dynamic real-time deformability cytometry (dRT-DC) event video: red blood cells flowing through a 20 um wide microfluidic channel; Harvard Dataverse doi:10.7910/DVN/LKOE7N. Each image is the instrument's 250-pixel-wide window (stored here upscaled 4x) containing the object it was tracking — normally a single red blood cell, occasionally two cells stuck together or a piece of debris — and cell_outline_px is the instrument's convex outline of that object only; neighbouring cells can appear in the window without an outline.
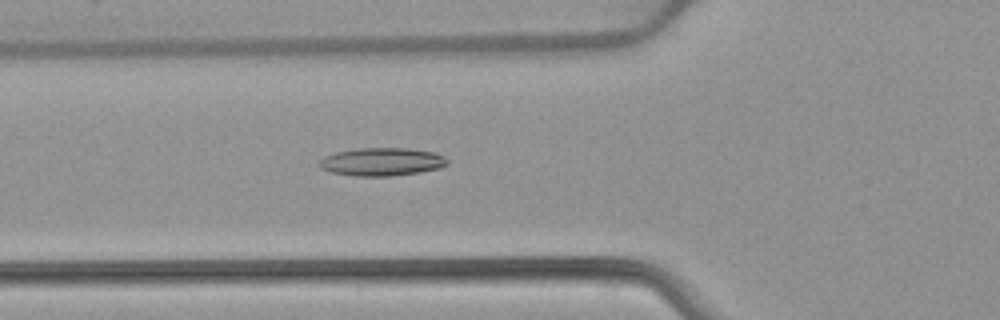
{"species": "common noctule bat (a hibernating species)", "species_latin": "Nyctalus noctula", "temperature_condition": "warm", "stored_images_in_passage": 52, "camera_frame_rate_fps": 3000, "um_per_image_px": 0.085, "animal": {"sex": "female", "body_mass_g": 22.7, "forearm_length_mm": 54.2}, "frame": {"image": 1, "passage_image": 19, "time_ms": 6.0, "image_size_px": [1000, 320], "cell_outline_px": [[448, 164], [440, 168], [420, 172], [392, 176], [352, 176], [328, 172], [320, 168], [316, 164], [324, 156], [336, 152], [360, 148], [408, 148], [436, 152], [444, 156], [448, 160]], "centroid_in_image_um": [32.44, 13.76], "position_along_channel_um": 93.4, "area_um2": 21.27}}
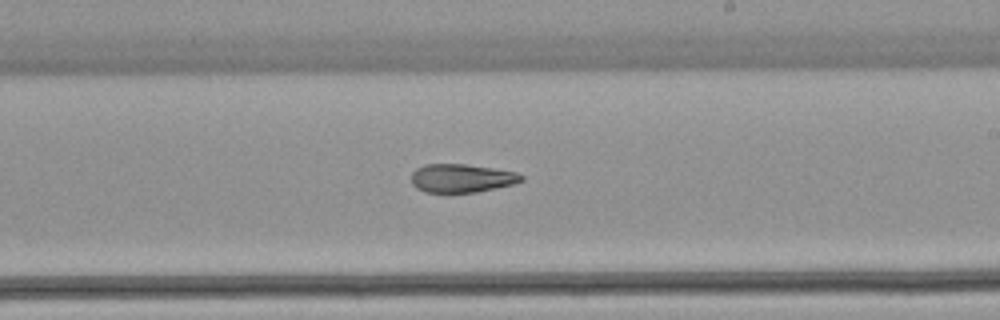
{"frame": {"image": 2, "passage_image": 31, "time_ms": 10.0, "image_size_px": [1000, 320], "cell_outline_px": [[524, 180], [512, 184], [496, 188], [476, 192], [424, 192], [416, 188], [412, 184], [412, 172], [416, 168], [424, 164], [464, 164], [492, 168], [516, 172], [524, 176]], "centroid_in_image_um": [39.22, 15.14], "position_along_channel_um": 249.8, "area_um2": 18.21}}
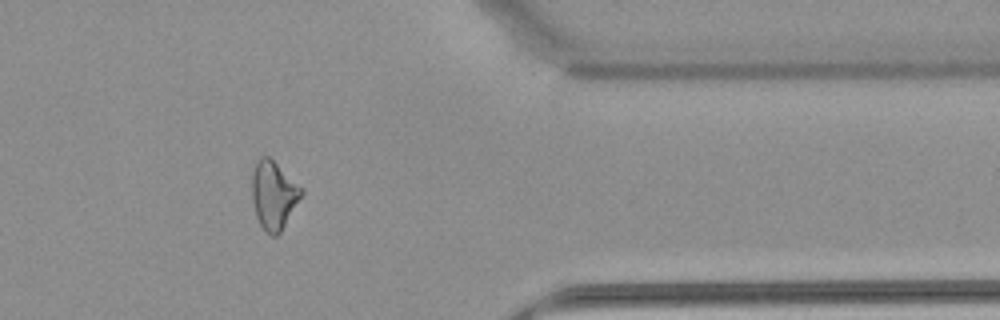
{"frame": {"image": 3, "passage_image": 43, "time_ms": 14.0, "image_size_px": [1000, 320], "cell_outline_px": [[304, 192], [280, 232], [276, 236], [272, 236], [260, 224], [256, 216], [252, 200], [252, 172], [260, 156], [268, 156]], "centroid_in_image_um": [23.22, 16.6], "position_along_channel_um": 388.2, "area_um2": 18.9}, "authors_computed_cell_mechanics": {"area_um2": 20.4034, "velocity_mm_per_s": 3.8987, "shape_relaxation_time_tau1_ms": null, "shape_relaxation_time_tau2_ms": 5.1837, "deformation_change_tau1": null, "deformation_change_tau2": 0.1558}}